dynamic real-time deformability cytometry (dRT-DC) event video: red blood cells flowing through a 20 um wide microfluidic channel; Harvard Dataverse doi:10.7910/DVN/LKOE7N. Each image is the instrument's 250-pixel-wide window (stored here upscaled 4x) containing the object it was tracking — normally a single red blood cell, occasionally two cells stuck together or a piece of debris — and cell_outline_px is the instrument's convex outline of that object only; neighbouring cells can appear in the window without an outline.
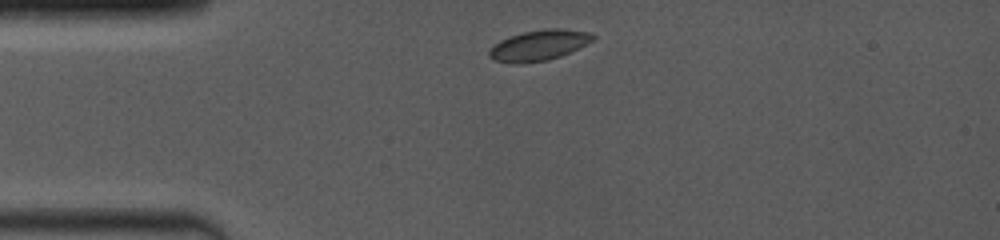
{"species": "common noctule bat (a hibernating species)", "species_latin": "Nyctalus noctula", "temperature_condition": "room temperature", "stored_images_in_passage": 5, "camera_frame_rate_fps": 4000, "um_per_image_px": 0.085, "animal": {"sex": "female", "body_mass_g": 19.0, "forearm_length_mm": 53.3}, "frame": {"image": 1, "passage_image": 1, "time_ms": 0.0, "image_size_px": [1000, 240], "cell_outline_px": [[596, 36], [592, 40], [560, 56], [548, 60], [520, 64], [512, 64], [492, 60], [488, 56], [488, 52], [500, 40], [508, 36], [524, 32], [548, 28], [560, 28], [588, 32]], "centroid_in_image_um": [45.74, 3.86], "position_along_channel_um": 39.3, "area_um2": 18.32}}
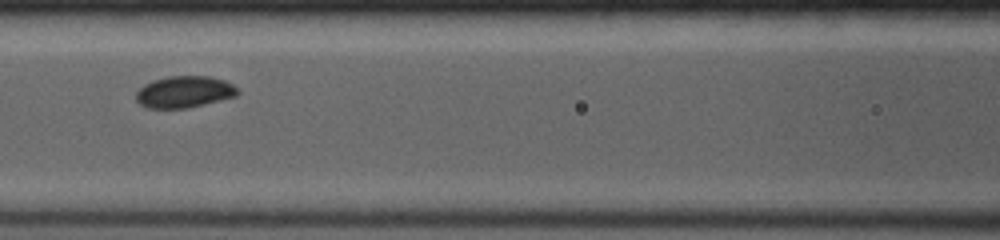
{"frame": {"image": 2, "passage_image": 4, "time_ms": 3.5, "image_size_px": [1000, 240], "cell_outline_px": [[240, 92], [236, 96], [188, 108], [148, 108], [140, 104], [136, 100], [136, 92], [144, 84], [152, 80], [168, 76], [208, 76], [224, 80], [232, 84]], "centroid_in_image_um": [15.65, 7.81], "position_along_channel_um": 151.0, "area_um2": 18.73}}
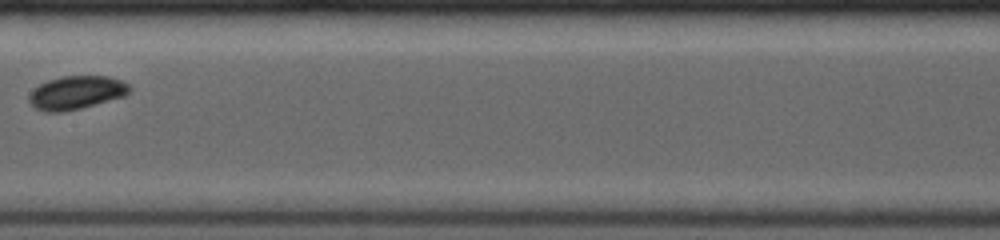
{"frame": {"image": 3, "passage_image": 5, "time_ms": 4.75, "image_size_px": [1000, 240], "cell_outline_px": [[128, 92], [124, 96], [80, 108], [64, 112], [44, 112], [36, 108], [28, 100], [28, 96], [40, 84], [48, 80], [64, 76], [108, 76], [120, 80], [128, 84]], "centroid_in_image_um": [6.46, 7.87], "position_along_channel_um": 200.9, "area_um2": 19.19}}